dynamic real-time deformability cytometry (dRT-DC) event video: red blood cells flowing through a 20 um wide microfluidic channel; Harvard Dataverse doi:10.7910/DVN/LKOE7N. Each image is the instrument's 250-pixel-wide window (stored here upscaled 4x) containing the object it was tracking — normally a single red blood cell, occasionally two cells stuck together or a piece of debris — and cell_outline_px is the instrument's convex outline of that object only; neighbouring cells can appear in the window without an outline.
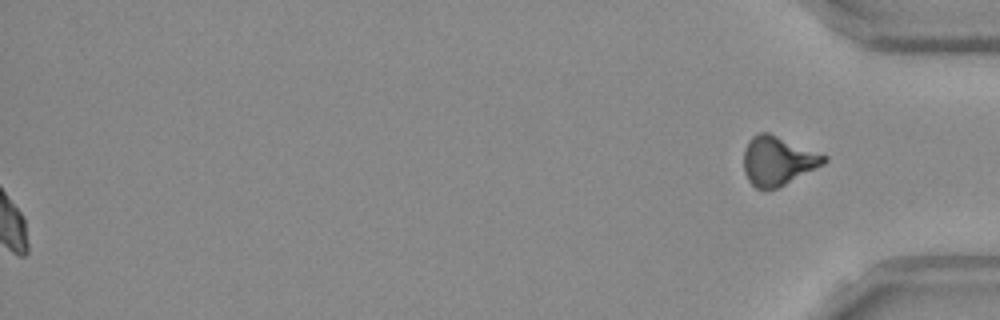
{"species": "Egyptian fruit bat (a non-hibernating species)", "species_latin": "Rousettus aegyptiacus", "temperature_condition": "room temperature", "stored_images_in_passage": 54, "segment_of_instrument_passage": [2, 2], "camera_frame_rate_fps": 3000, "um_per_image_px": 0.085, "frame": {"image": 1, "passage_image": 54, "time_ms": 17.667, "image_size_px": [1000, 320], "cell_outline_px": [[828, 160], [824, 164], [776, 188], [756, 188], [748, 180], [744, 172], [744, 148], [748, 140], [752, 136], [760, 132], [768, 132], [828, 156]], "centroid_in_image_um": [66.1, 13.64], "position_along_channel_um": 369.1, "area_um2": 22.66}}